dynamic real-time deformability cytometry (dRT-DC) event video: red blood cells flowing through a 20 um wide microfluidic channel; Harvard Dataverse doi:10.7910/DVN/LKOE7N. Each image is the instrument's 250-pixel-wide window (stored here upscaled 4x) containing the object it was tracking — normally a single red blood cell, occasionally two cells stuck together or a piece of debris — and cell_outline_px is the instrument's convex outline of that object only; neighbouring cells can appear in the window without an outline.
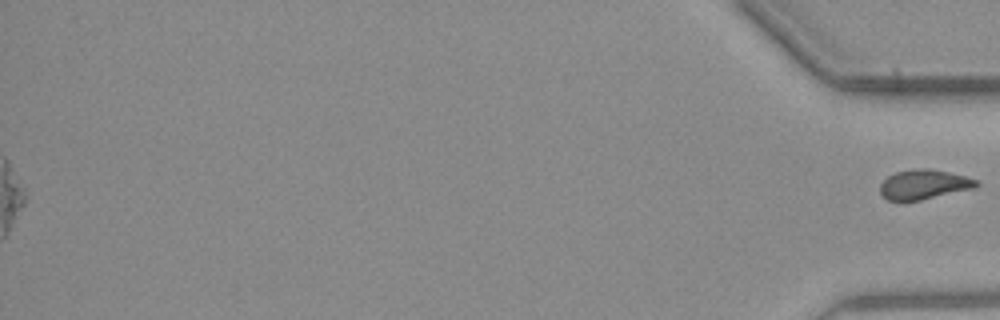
{"species": "common noctule bat (a hibernating species)", "species_latin": "Nyctalus noctula", "temperature_condition": "warm", "stored_images_in_passage": 44, "segment_of_instrument_passage": [2, 2], "camera_frame_rate_fps": 3000, "um_per_image_px": 0.085, "animal": {"sex": "male", "body_mass_g": 23.1, "forearm_length_mm": 52.7}, "frame": {"image": 1, "passage_image": 44, "time_ms": 14.333, "image_size_px": [1000, 320], "cell_outline_px": [[980, 184], [972, 188], [920, 200], [888, 200], [880, 192], [880, 184], [888, 176], [896, 172], [916, 168], [928, 168], [968, 176], [976, 180]], "centroid_in_image_um": [78.53, 15.66], "position_along_channel_um": 356.7, "area_um2": 16.36}}